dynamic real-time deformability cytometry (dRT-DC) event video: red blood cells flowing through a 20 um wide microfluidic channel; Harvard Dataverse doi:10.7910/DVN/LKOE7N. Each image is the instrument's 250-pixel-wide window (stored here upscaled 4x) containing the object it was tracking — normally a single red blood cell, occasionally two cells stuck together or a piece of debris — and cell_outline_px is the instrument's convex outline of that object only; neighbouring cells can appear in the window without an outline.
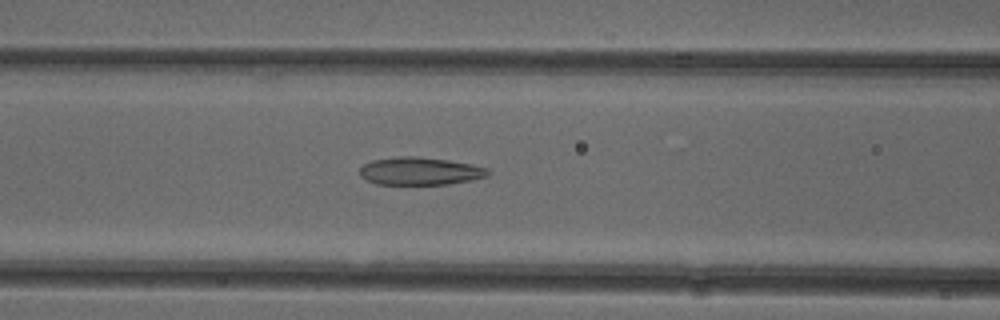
{"species": "common noctule bat (a hibernating species)", "species_latin": "Nyctalus noctula", "temperature_condition": "cold", "stored_images_in_passage": 21, "camera_frame_rate_fps": 3000, "um_per_image_px": 0.085, "animal": {"sex": "female"}, "frame": {"image": 1, "passage_image": 21, "time_ms": 6.667, "image_size_px": [1000, 320], "cell_outline_px": [[492, 172], [488, 176], [472, 180], [448, 184], [376, 184], [360, 176], [360, 168], [364, 164], [372, 160], [400, 156], [416, 156], [448, 160], [472, 164], [488, 168]], "centroid_in_image_um": [35.74, 14.54], "position_along_channel_um": 130.9, "area_um2": 20.81}}